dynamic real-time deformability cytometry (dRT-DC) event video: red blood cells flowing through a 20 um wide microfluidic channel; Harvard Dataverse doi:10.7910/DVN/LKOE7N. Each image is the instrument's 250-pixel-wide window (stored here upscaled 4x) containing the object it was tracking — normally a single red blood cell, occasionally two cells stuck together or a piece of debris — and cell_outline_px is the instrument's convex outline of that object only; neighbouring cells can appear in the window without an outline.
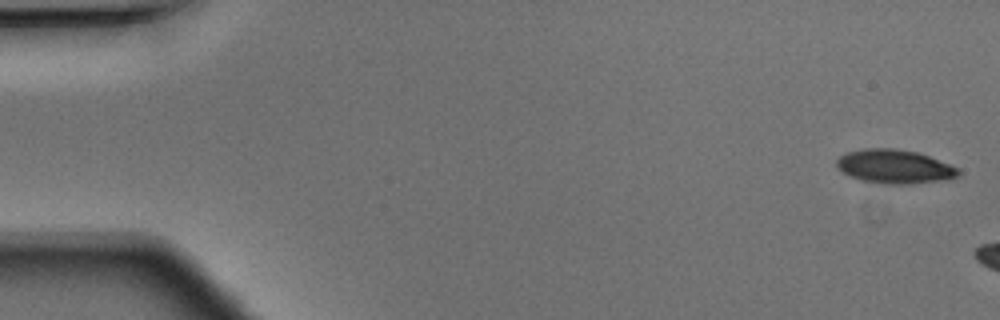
{"species": "Egyptian fruit bat (a non-hibernating species)", "species_latin": "Rousettus aegyptiacus", "temperature_condition": "warm", "stored_images_in_passage": 6, "camera_frame_rate_fps": 3000, "um_per_image_px": 0.085, "animal": {"sex": "male"}, "frame": {"image": 1, "passage_image": 1, "time_ms": 0.0, "image_size_px": [1000, 320], "cell_outline_px": [[960, 176], [948, 180], [908, 184], [888, 184], [860, 180], [844, 172], [836, 164], [836, 160], [844, 152], [864, 148], [896, 148], [916, 152], [928, 156], [960, 168]], "centroid_in_image_um": [76.07, 14.15], "position_along_channel_um": 8.9, "area_um2": 24.1}}